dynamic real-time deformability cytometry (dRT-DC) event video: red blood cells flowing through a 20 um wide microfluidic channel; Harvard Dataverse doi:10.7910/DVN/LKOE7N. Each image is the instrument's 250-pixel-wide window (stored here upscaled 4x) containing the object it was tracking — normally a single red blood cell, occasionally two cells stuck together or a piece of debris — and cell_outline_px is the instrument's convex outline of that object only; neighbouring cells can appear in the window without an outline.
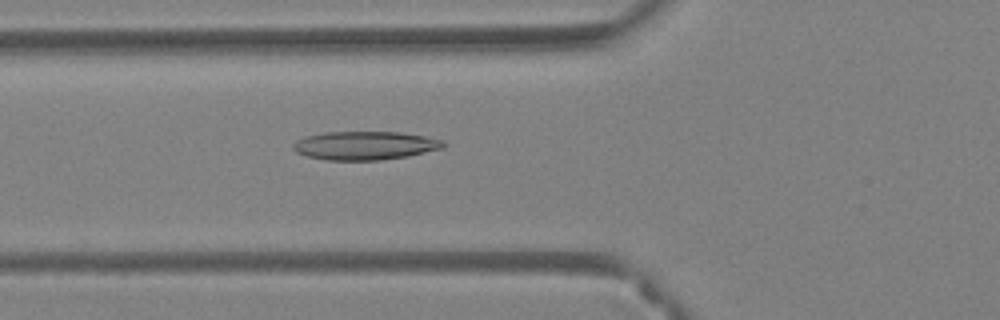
{"species": "Egyptian fruit bat (a non-hibernating species)", "species_latin": "Rousettus aegyptiacus", "temperature_condition": "warm", "stored_images_in_passage": 47, "camera_frame_rate_fps": 3000, "um_per_image_px": 0.085, "animal": {"sex": "female"}, "frame": {"image": 1, "passage_image": 16, "time_ms": 5.0, "image_size_px": [1000, 320], "cell_outline_px": [[444, 148], [408, 156], [380, 160], [324, 160], [308, 156], [296, 152], [292, 148], [292, 144], [296, 140], [304, 136], [324, 132], [400, 132], [424, 136], [444, 140]], "centroid_in_image_um": [31.0, 12.37], "position_along_channel_um": 94.8, "area_um2": 25.09}}
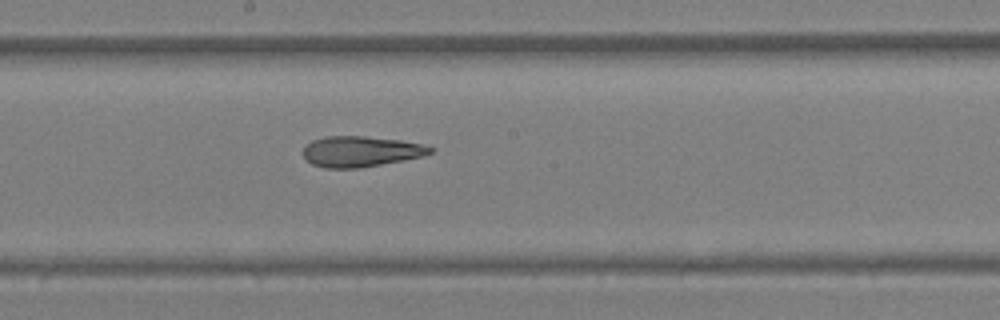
{"frame": {"image": 2, "passage_image": 25, "time_ms": 8.0, "image_size_px": [1000, 320], "cell_outline_px": [[436, 148], [432, 152], [424, 156], [404, 160], [360, 168], [324, 168], [312, 164], [304, 156], [304, 148], [312, 140], [324, 136], [364, 136], [400, 140], [420, 144]], "centroid_in_image_um": [30.68, 12.87], "position_along_channel_um": 217.5, "area_um2": 22.66}}
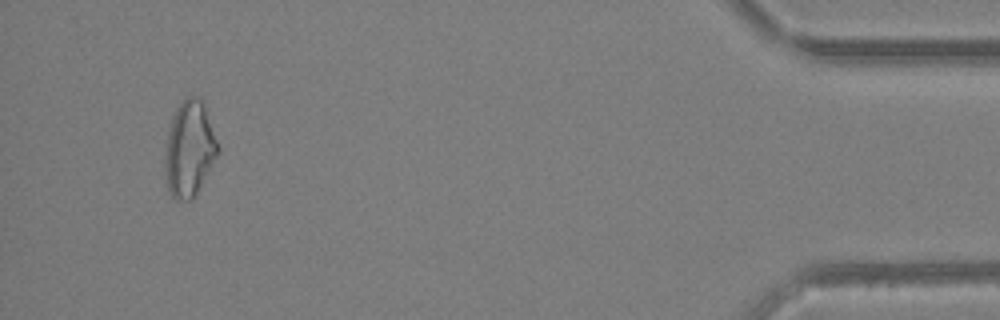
{"frame": {"image": 3, "passage_image": 45, "time_ms": 14.667, "image_size_px": [1000, 320], "cell_outline_px": [[220, 152], [192, 200], [176, 200], [168, 192], [164, 168], [164, 144], [168, 128], [176, 108], [188, 96], [200, 96], [204, 100], [220, 148]], "centroid_in_image_um": [16.09, 12.63], "position_along_channel_um": 419.1, "area_um2": 30.17}, "authors_computed_cell_mechanics": {"area_um2": 25.0852, "velocity_mm_per_s": 4.0831, "shape_relaxation_time_tau1_ms": null, "shape_relaxation_time_tau2_ms": 5.1466, "deformation_change_tau1": null, "deformation_change_tau2": 0.1196}}